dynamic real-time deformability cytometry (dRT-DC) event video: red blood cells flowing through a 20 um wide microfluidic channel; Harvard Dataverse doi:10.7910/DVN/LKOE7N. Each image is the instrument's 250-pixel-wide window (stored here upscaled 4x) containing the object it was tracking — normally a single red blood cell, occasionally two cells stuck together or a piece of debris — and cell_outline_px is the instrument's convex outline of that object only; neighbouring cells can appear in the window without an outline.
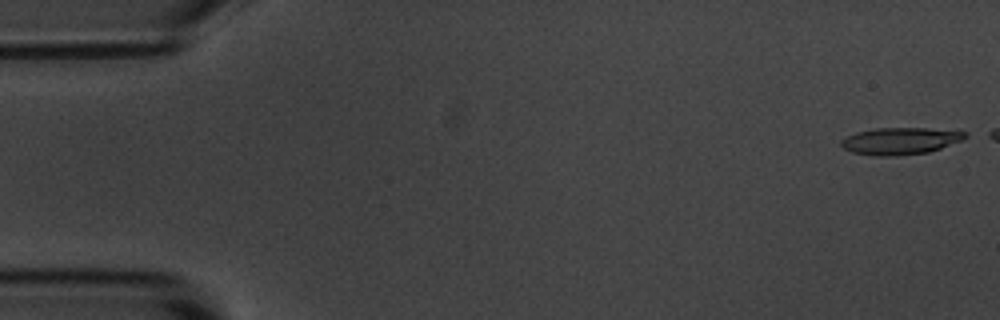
{"species": "common noctule bat (a hibernating species)", "species_latin": "Nyctalus noctula", "temperature_condition": "room temperature", "stored_images_in_passage": 45, "camera_frame_rate_fps": 3000, "um_per_image_px": 0.085, "animal": {"sex": "male", "body_mass_g": 20.1, "forearm_length_mm": 53.5}, "frame": {"image": 1, "passage_image": 1, "time_ms": 0.0, "image_size_px": [1000, 320], "cell_outline_px": [[968, 136], [960, 140], [940, 148], [928, 152], [896, 156], [872, 156], [852, 152], [844, 148], [840, 144], [840, 140], [856, 132], [876, 128], [928, 128], [968, 132]], "centroid_in_image_um": [76.49, 11.98], "position_along_channel_um": 8.5, "area_um2": 19.42}}
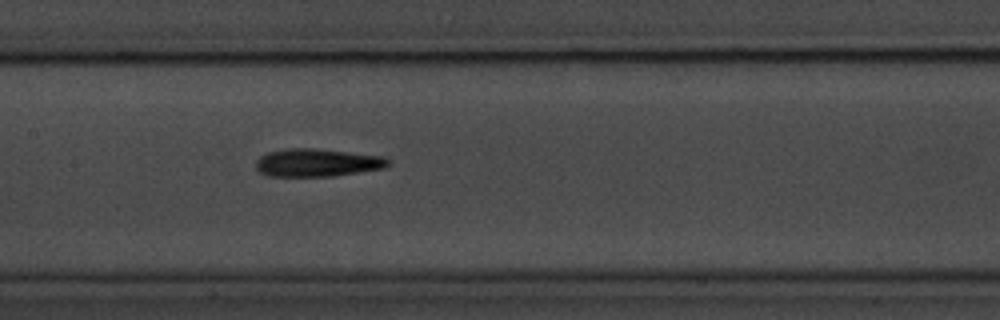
{"frame": {"image": 2, "passage_image": 26, "time_ms": 8.333, "image_size_px": [1000, 320], "cell_outline_px": [[392, 164], [384, 168], [332, 176], [268, 176], [260, 172], [256, 168], [256, 160], [260, 156], [268, 152], [288, 148], [316, 148], [384, 156]], "centroid_in_image_um": [26.96, 13.82], "position_along_channel_um": 180.4, "area_um2": 21.56}}
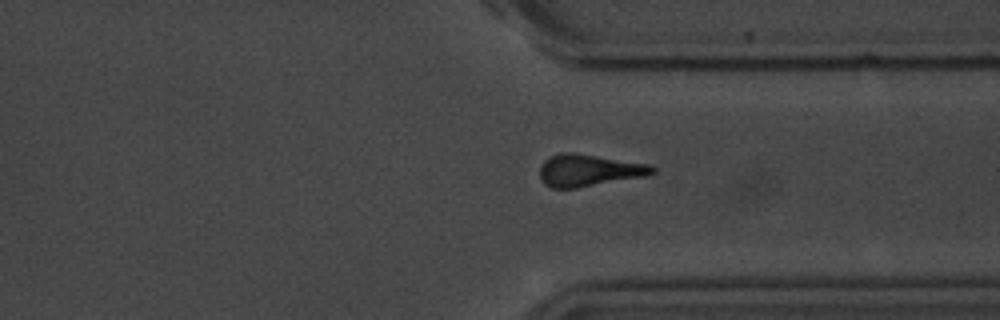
{"frame": {"image": 3, "passage_image": 41, "time_ms": 13.333, "image_size_px": [1000, 320], "cell_outline_px": [[656, 172], [648, 176], [576, 188], [552, 188], [544, 184], [540, 180], [540, 164], [544, 160], [560, 152], [572, 152], [648, 164], [656, 168]], "centroid_in_image_um": [50.04, 14.49], "position_along_channel_um": 361.4, "area_um2": 21.1}}